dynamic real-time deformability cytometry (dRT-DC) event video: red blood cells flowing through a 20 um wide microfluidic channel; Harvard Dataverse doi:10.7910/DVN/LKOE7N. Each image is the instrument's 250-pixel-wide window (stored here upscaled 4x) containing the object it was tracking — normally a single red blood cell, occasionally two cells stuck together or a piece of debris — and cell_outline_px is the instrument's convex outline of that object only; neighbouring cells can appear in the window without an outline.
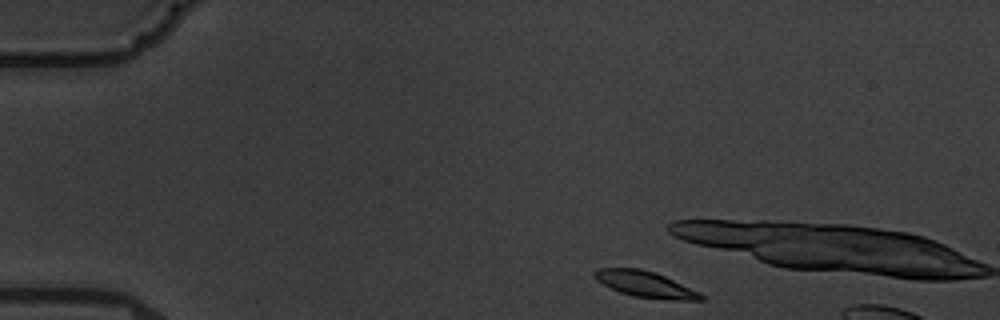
{"species": "common noctule bat (a hibernating species)", "species_latin": "Nyctalus noctula", "temperature_condition": "warm", "stored_images_in_passage": 4, "camera_frame_rate_fps": 3000, "um_per_image_px": 0.085, "animal": {"sex": "male", "body_mass_g": 19.5, "forearm_length_mm": 54.6}, "frame": {"image": 1, "passage_image": 1, "time_ms": 0.0, "image_size_px": [1000, 320], "cell_outline_px": [[704, 300], [668, 300], [632, 296], [620, 292], [596, 280], [592, 276], [592, 272], [596, 268], [640, 268], [656, 272], [700, 292], [704, 296]], "centroid_in_image_um": [54.84, 24.16], "position_along_channel_um": 30.2, "area_um2": 16.3}}